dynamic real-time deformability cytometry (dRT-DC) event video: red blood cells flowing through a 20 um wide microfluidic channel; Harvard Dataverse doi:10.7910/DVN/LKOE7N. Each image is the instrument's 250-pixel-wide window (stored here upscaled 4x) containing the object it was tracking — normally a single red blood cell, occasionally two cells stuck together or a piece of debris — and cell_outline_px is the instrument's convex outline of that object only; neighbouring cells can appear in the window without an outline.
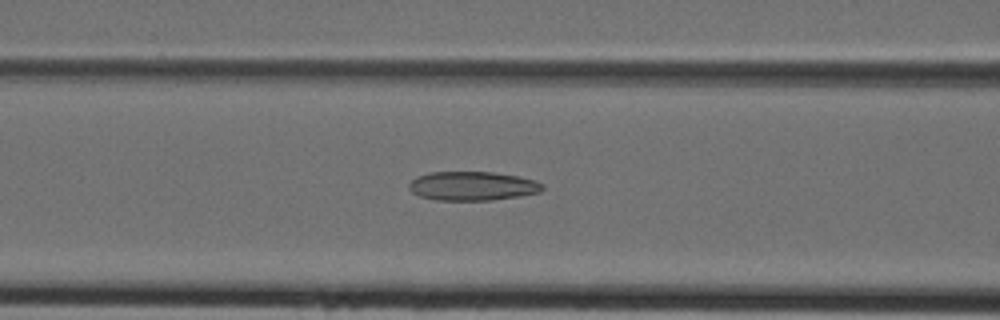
{"species": "Egyptian fruit bat (a non-hibernating species)", "species_latin": "Rousettus aegyptiacus", "temperature_condition": "cold", "stored_images_in_passage": 44, "camera_frame_rate_fps": 3000, "um_per_image_px": 0.085, "animal": {"sex": "female"}, "frame": {"image": 1, "passage_image": 18, "time_ms": 5.667, "image_size_px": [1000, 320], "cell_outline_px": [[544, 188], [540, 192], [520, 196], [492, 200], [436, 200], [420, 196], [412, 192], [408, 188], [408, 184], [416, 176], [428, 172], [492, 172], [520, 176], [536, 180], [544, 184]], "centroid_in_image_um": [40.17, 15.8], "position_along_channel_um": 126.4, "area_um2": 22.77}}
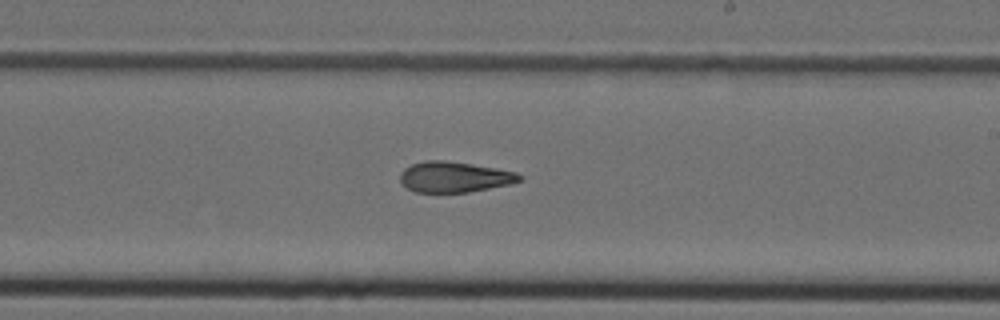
{"frame": {"image": 2, "passage_image": 26, "time_ms": 8.333, "image_size_px": [1000, 320], "cell_outline_px": [[524, 180], [512, 184], [468, 192], [416, 192], [408, 188], [400, 180], [400, 172], [404, 168], [412, 164], [424, 160], [444, 160], [472, 164], [496, 168], [516, 172], [524, 176]], "centroid_in_image_um": [38.66, 15.04], "position_along_channel_um": 250.3, "area_um2": 21.44}}
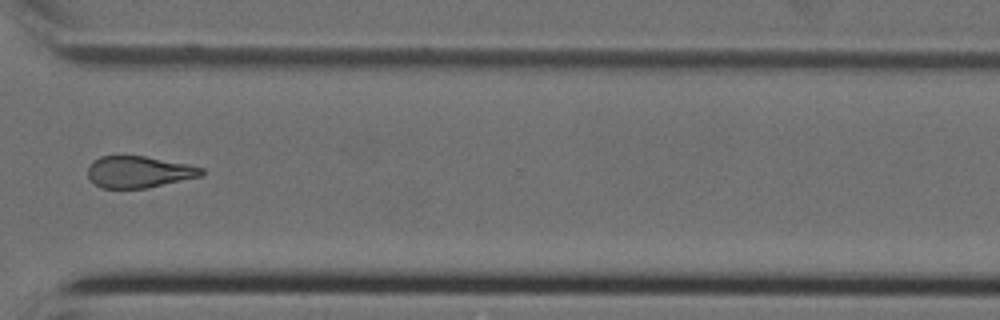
{"frame": {"image": 3, "passage_image": 33, "time_ms": 10.667, "image_size_px": [1000, 320], "cell_outline_px": [[204, 176], [148, 188], [100, 188], [88, 176], [88, 164], [92, 160], [100, 156], [144, 156], [188, 164], [204, 168]], "centroid_in_image_um": [11.83, 14.61], "position_along_channel_um": 358.8, "area_um2": 21.15}}